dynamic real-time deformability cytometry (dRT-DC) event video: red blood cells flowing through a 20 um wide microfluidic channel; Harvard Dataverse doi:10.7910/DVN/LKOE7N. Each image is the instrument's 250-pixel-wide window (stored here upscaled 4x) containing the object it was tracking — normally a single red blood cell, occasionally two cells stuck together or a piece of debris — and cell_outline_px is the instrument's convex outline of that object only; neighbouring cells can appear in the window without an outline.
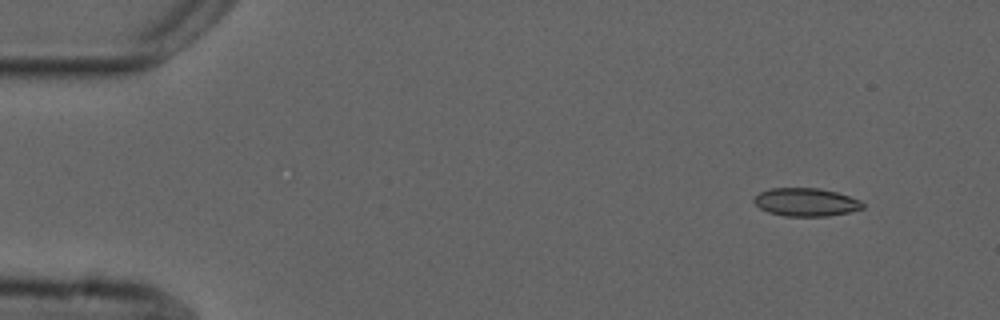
{"species": "common noctule bat (a hibernating species)", "species_latin": "Nyctalus noctula", "temperature_condition": "cold", "stored_images_in_passage": 4, "camera_frame_rate_fps": 3000, "um_per_image_px": 0.085, "animal": {"sex": "male", "forearm_length_mm": 52.5}, "frame": {"image": 1, "passage_image": 1, "time_ms": 0.0, "image_size_px": [1000, 320], "cell_outline_px": [[864, 208], [848, 212], [828, 216], [784, 216], [768, 212], [760, 208], [752, 200], [760, 192], [768, 188], [820, 188], [836, 192], [860, 200], [864, 204]], "centroid_in_image_um": [68.49, 17.18], "position_along_channel_um": 16.5, "area_um2": 17.8}}
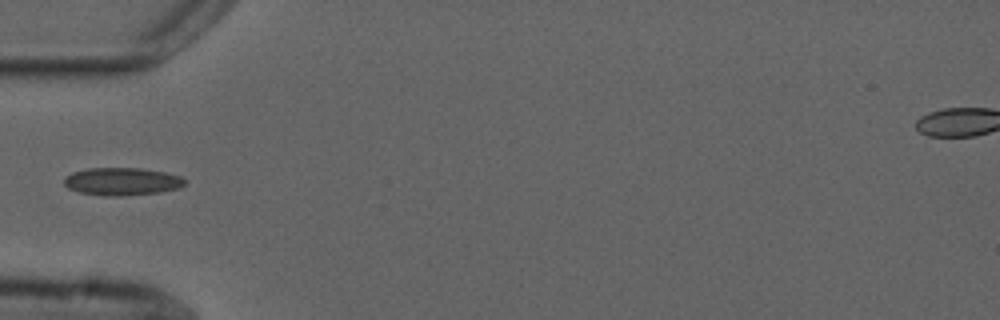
{"frame": {"image": 2, "passage_image": 4, "time_ms": 4.333, "image_size_px": [1000, 320], "cell_outline_px": [[188, 180], [180, 188], [160, 192], [120, 196], [104, 196], [80, 192], [68, 188], [64, 184], [64, 176], [72, 172], [88, 168], [140, 168], [164, 172], [180, 176]], "centroid_in_image_um": [10.37, 15.42], "position_along_channel_um": 74.6, "area_um2": 19.59}}